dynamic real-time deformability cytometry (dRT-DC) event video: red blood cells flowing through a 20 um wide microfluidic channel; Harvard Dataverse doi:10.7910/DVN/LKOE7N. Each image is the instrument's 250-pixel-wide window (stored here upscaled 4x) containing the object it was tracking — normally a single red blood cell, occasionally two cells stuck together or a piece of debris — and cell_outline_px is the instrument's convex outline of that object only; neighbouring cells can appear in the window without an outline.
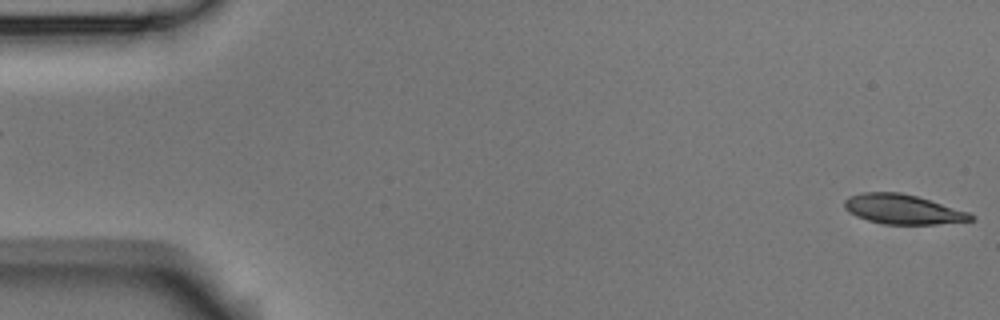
{"species": "Egyptian fruit bat (a non-hibernating species)", "species_latin": "Rousettus aegyptiacus", "temperature_condition": "room temperature", "stored_images_in_passage": 5, "segment_of_instrument_passage": [2, 2], "camera_frame_rate_fps": 3000, "um_per_image_px": 0.085, "animal": {"sex": "male"}, "frame": {"image": 1, "passage_image": 5, "time_ms": 1.333, "image_size_px": [1000, 320], "cell_outline_px": [[976, 216], [972, 220], [936, 224], [884, 224], [868, 220], [856, 216], [848, 212], [844, 208], [844, 200], [848, 196], [860, 192], [900, 192], [916, 196], [968, 212]], "centroid_in_image_um": [76.68, 17.78], "position_along_channel_um": 8.3, "area_um2": 21.73}}